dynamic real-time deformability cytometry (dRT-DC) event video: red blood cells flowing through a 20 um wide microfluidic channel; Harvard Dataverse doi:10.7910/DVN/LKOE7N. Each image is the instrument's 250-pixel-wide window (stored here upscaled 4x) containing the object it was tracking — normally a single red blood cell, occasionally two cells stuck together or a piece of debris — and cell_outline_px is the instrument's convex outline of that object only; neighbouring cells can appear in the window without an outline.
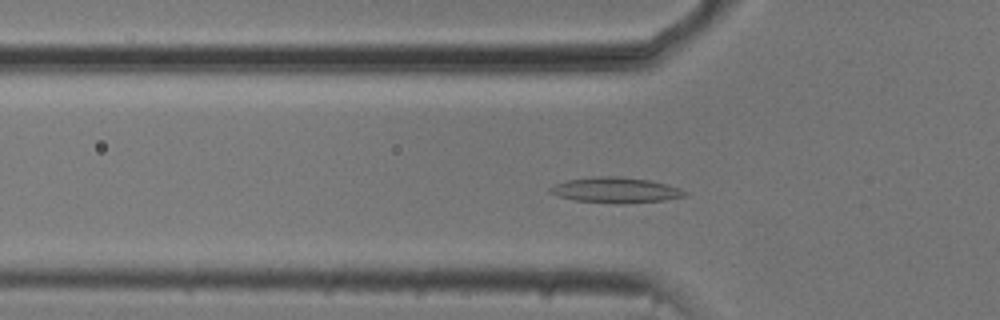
{"species": "common noctule bat (a hibernating species)", "species_latin": "Nyctalus noctula", "temperature_condition": "cold", "stored_images_in_passage": 46, "camera_frame_rate_fps": 3000, "um_per_image_px": 0.085, "animal": {"sex": "male", "body_mass_g": 20.5, "forearm_length_mm": 52.5}, "frame": {"image": 1, "passage_image": 10, "time_ms": 3.0, "image_size_px": [1000, 320], "cell_outline_px": [[688, 192], [684, 196], [664, 200], [624, 204], [616, 204], [576, 200], [560, 196], [548, 192], [548, 188], [556, 184], [568, 180], [592, 176], [620, 176], [648, 180], [668, 184], [680, 188]], "centroid_in_image_um": [52.34, 16.16], "position_along_channel_um": 73.5, "area_um2": 20.06}}
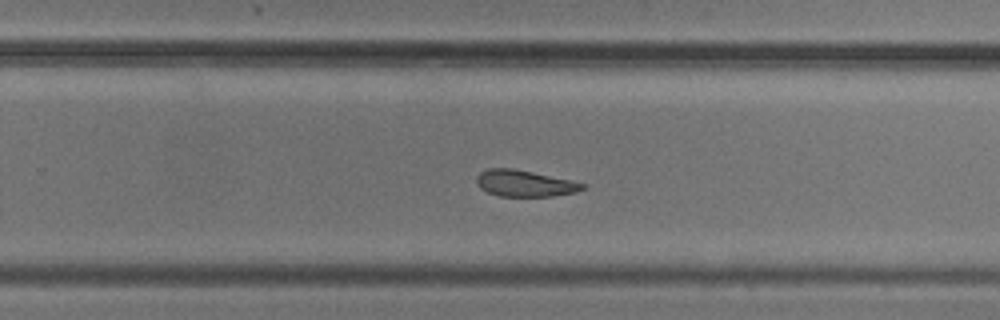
{"frame": {"image": 2, "passage_image": 27, "time_ms": 8.667, "image_size_px": [1000, 320], "cell_outline_px": [[588, 184], [584, 188], [576, 192], [552, 196], [500, 196], [488, 192], [480, 188], [476, 184], [476, 176], [480, 172], [488, 168], [512, 168], [572, 180]], "centroid_in_image_um": [44.59, 15.58], "position_along_channel_um": 285.2, "area_um2": 16.36}}
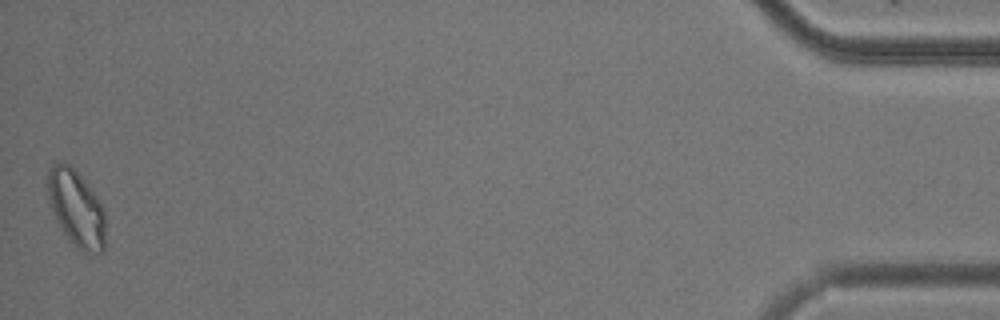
{"frame": {"image": 3, "passage_image": 46, "time_ms": 15.0, "image_size_px": [1000, 320], "cell_outline_px": [[104, 252], [84, 252], [64, 232], [56, 220], [44, 184], [48, 172], [56, 160], [64, 160], [84, 180], [96, 196], [104, 208]], "centroid_in_image_um": [6.45, 17.63], "position_along_channel_um": 428.8, "area_um2": 25.43}, "authors_computed_cell_mechanics": {"area_um2": 18.2648, "velocity_mm_per_s": 3.7298, "shape_relaxation_time_tau1_ms": null, "shape_relaxation_time_tau2_ms": 5.5941, "deformation_change_tau1": null, "deformation_change_tau2": 0.1179}}